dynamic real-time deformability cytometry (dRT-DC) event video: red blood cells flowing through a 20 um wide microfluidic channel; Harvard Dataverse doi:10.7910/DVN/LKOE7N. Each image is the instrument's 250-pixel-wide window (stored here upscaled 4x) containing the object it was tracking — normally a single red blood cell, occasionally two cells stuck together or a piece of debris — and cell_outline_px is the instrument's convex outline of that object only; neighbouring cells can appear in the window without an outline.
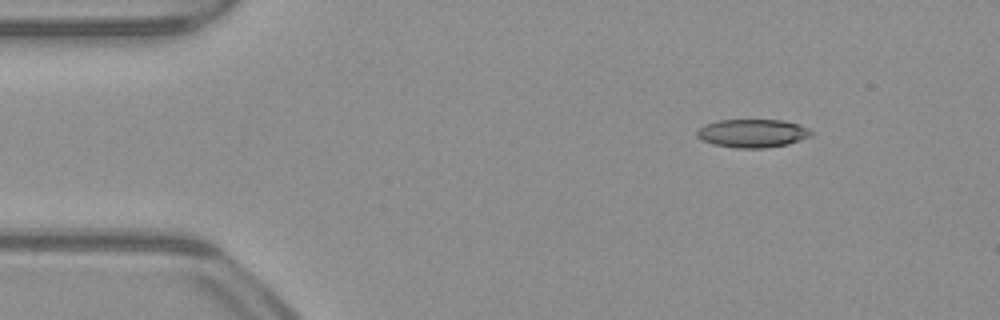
{"species": "common noctule bat (a hibernating species)", "species_latin": "Nyctalus noctula", "temperature_condition": "warm", "stored_images_in_passage": 30, "camera_frame_rate_fps": 3000, "um_per_image_px": 0.085, "animal": {"sex": "male", "body_mass_g": 23.1, "forearm_length_mm": 52.7}, "frame": {"image": 1, "passage_image": 1, "time_ms": 0.0, "image_size_px": [1000, 320], "cell_outline_px": [[812, 136], [788, 144], [764, 148], [736, 148], [712, 144], [700, 140], [696, 136], [696, 132], [704, 124], [720, 120], [784, 120], [808, 128], [812, 132]], "centroid_in_image_um": [63.93, 11.33], "position_along_channel_um": 21.1, "area_um2": 18.9}}
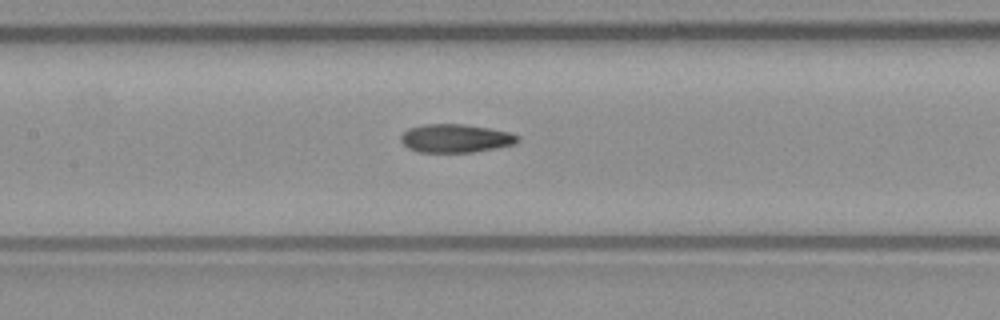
{"frame": {"image": 2, "passage_image": 18, "time_ms": 5.667, "image_size_px": [1000, 320], "cell_outline_px": [[520, 140], [516, 144], [496, 148], [472, 152], [420, 152], [408, 148], [400, 140], [400, 136], [408, 128], [424, 124], [464, 124], [488, 128], [508, 132], [520, 136]], "centroid_in_image_um": [38.73, 11.76], "position_along_channel_um": 168.7, "area_um2": 19.36}}
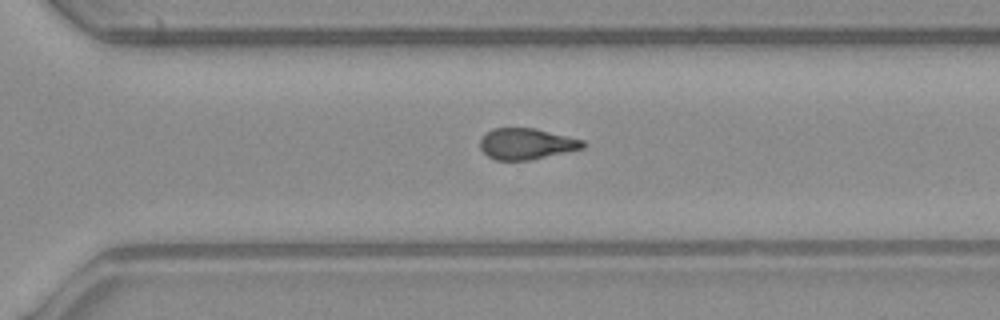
{"frame": {"image": 3, "passage_image": 30, "time_ms": 9.667, "image_size_px": [1000, 320], "cell_outline_px": [[588, 144], [584, 148], [528, 160], [496, 160], [488, 156], [480, 148], [480, 140], [492, 128], [536, 128], [584, 140]], "centroid_in_image_um": [44.77, 12.22], "position_along_channel_um": 325.8, "area_um2": 18.55}}